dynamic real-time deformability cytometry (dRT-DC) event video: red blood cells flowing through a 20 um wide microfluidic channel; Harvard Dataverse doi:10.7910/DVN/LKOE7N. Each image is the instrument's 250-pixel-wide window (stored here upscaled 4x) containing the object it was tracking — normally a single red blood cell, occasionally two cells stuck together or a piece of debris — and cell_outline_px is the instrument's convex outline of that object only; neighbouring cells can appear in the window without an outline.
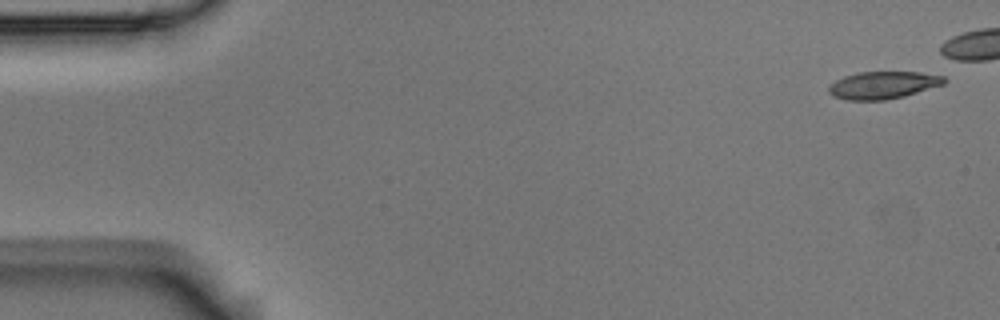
{"species": "Egyptian fruit bat (a non-hibernating species)", "species_latin": "Rousettus aegyptiacus", "temperature_condition": "room temperature", "stored_images_in_passage": 6, "camera_frame_rate_fps": 3000, "um_per_image_px": 0.085, "animal": {"sex": "male"}, "frame": {"image": 1, "passage_image": 1, "time_ms": 0.0, "image_size_px": [1000, 320], "cell_outline_px": [[948, 80], [944, 84], [904, 96], [884, 100], [848, 100], [832, 96], [828, 92], [828, 84], [844, 76], [856, 72], [920, 72], [944, 76]], "centroid_in_image_um": [75.03, 7.23], "position_along_channel_um": 10.0, "area_um2": 18.55}}
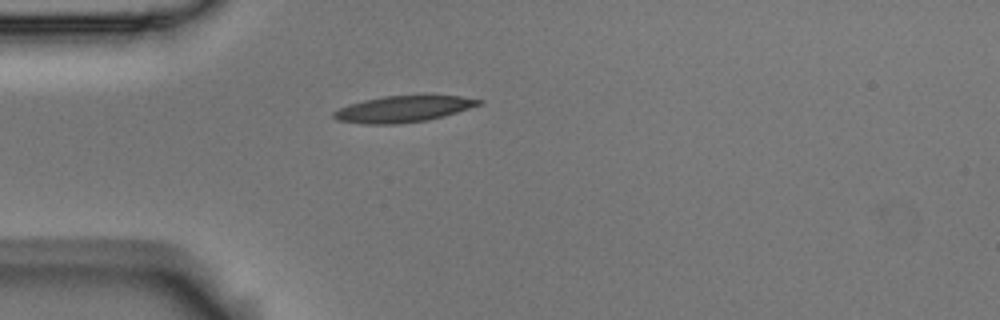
{"frame": {"image": 2, "passage_image": 6, "time_ms": 1.667, "image_size_px": [1000, 320], "cell_outline_px": [[484, 104], [444, 116], [428, 120], [396, 124], [364, 124], [336, 120], [332, 116], [332, 112], [340, 108], [364, 100], [384, 96], [420, 92], [428, 92], [460, 96], [484, 100]], "centroid_in_image_um": [34.39, 9.21], "position_along_channel_um": 50.6, "area_um2": 23.35}}